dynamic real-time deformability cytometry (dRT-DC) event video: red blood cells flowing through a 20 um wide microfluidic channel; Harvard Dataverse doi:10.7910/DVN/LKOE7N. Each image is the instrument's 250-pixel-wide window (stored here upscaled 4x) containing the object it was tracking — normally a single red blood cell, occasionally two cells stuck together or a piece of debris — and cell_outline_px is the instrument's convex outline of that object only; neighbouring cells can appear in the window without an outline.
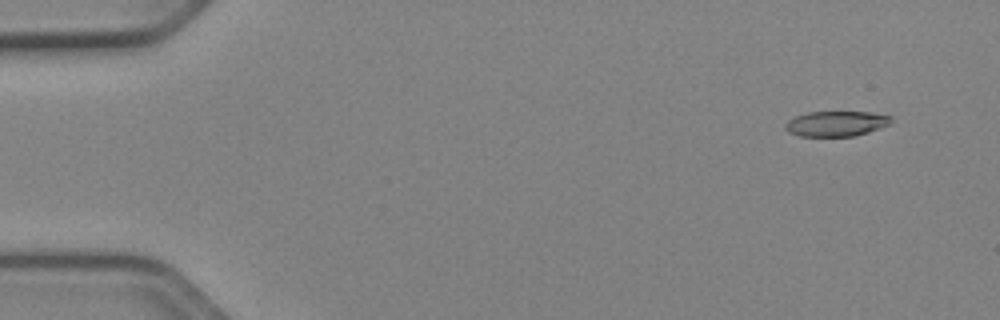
{"species": "Egyptian fruit bat (a non-hibernating species)", "species_latin": "Rousettus aegyptiacus", "temperature_condition": "cold", "stored_images_in_passage": 49, "camera_frame_rate_fps": 3000, "um_per_image_px": 0.085, "animal": {"sex": "female"}, "frame": {"image": 1, "passage_image": 1, "time_ms": 0.0, "image_size_px": [1000, 320], "cell_outline_px": [[892, 120], [888, 124], [880, 128], [868, 132], [852, 136], [800, 136], [788, 132], [784, 128], [784, 124], [788, 120], [796, 116], [808, 112], [868, 112], [892, 116]], "centroid_in_image_um": [71.04, 10.51], "position_along_channel_um": 14.0, "area_um2": 15.49}}
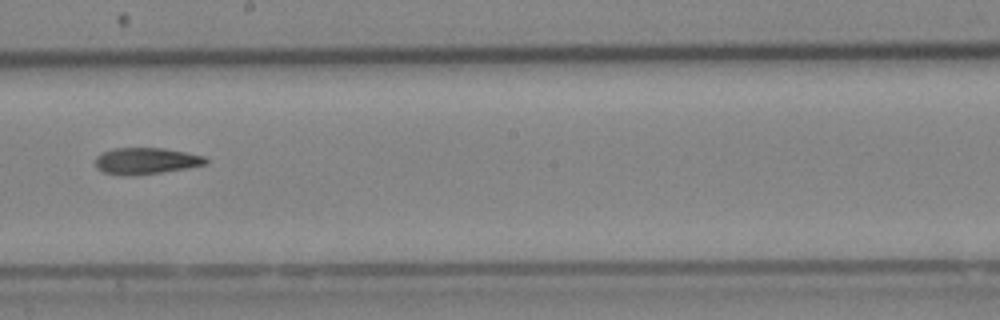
{"frame": {"image": 2, "passage_image": 27, "time_ms": 8.667, "image_size_px": [1000, 320], "cell_outline_px": [[208, 164], [136, 176], [124, 176], [104, 172], [96, 168], [96, 156], [100, 152], [112, 148], [164, 148], [204, 156], [208, 160]], "centroid_in_image_um": [12.36, 13.68], "position_along_channel_um": 235.8, "area_um2": 17.11}}
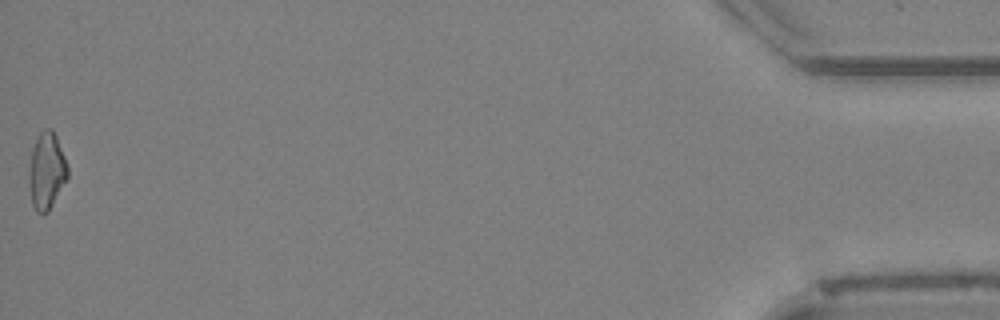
{"frame": {"image": 3, "passage_image": 49, "time_ms": 16.0, "image_size_px": [1000, 320], "cell_outline_px": [[68, 176], [48, 212], [36, 212], [32, 204], [28, 180], [28, 172], [32, 152], [36, 140], [40, 132], [44, 128], [52, 128], [56, 136], [64, 156], [68, 168]], "centroid_in_image_um": [3.95, 14.52], "position_along_channel_um": 431.3, "area_um2": 17.05}, "authors_computed_cell_mechanics": {"area_um2": 17.1088, "velocity_mm_per_s": 3.9733, "shape_relaxation_time_tau1_ms": 10.8261, "shape_relaxation_time_tau2_ms": 9.7266, "deformation_change_tau1": 0.2525, "deformation_change_tau2": 0.2208}}